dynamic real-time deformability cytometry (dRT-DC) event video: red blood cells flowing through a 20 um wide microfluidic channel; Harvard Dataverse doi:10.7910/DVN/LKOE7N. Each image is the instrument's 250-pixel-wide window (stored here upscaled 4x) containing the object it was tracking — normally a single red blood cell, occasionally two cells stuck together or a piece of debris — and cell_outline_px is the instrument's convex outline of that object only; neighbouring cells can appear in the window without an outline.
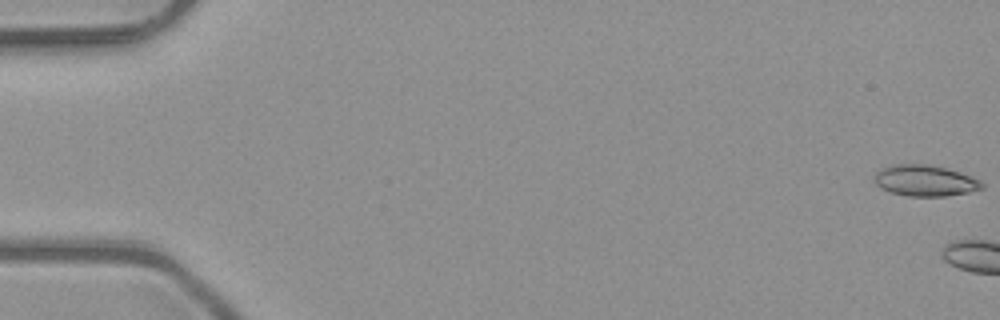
{"species": "common noctule bat (a hibernating species)", "species_latin": "Nyctalus noctula", "temperature_condition": "room temperature", "stored_images_in_passage": 7, "camera_frame_rate_fps": 3000, "um_per_image_px": 0.085, "animal": {"sex": "male", "body_mass_g": 23.1, "forearm_length_mm": 52.7}, "frame": {"image": 1, "passage_image": 1, "time_ms": 0.0, "image_size_px": [1000, 320], "cell_outline_px": [[984, 188], [968, 192], [944, 196], [908, 196], [892, 192], [880, 188], [872, 180], [872, 176], [880, 168], [892, 164], [928, 164], [960, 172], [972, 176], [980, 180], [984, 184]], "centroid_in_image_um": [78.59, 15.34], "position_along_channel_um": 6.4, "area_um2": 19.65}}
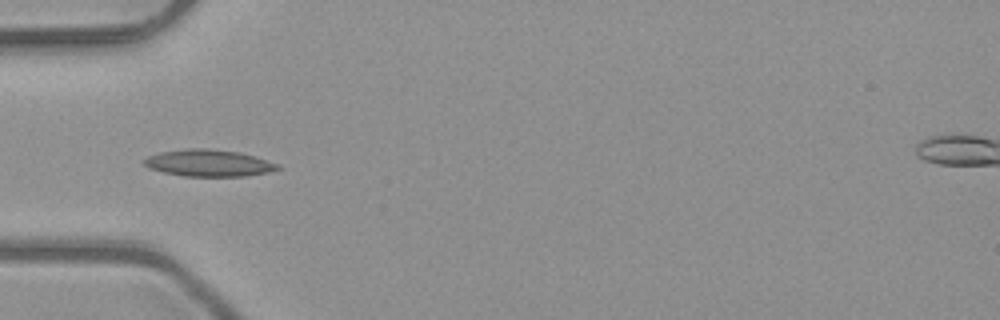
{"frame": {"image": 2, "passage_image": 6, "time_ms": 1.667, "image_size_px": [1000, 320], "cell_outline_px": [[284, 168], [268, 172], [244, 176], [184, 176], [164, 172], [148, 168], [140, 160], [148, 156], [160, 152], [188, 148], [208, 148], [240, 152], [256, 156], [280, 164]], "centroid_in_image_um": [17.76, 13.85], "position_along_channel_um": 67.2, "area_um2": 21.15}}
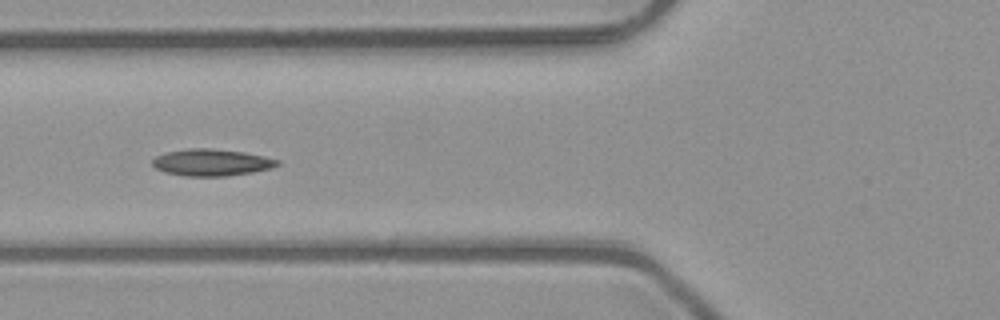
{"frame": {"image": 3, "passage_image": 7, "time_ms": 2.0, "image_size_px": [1000, 320], "cell_outline_px": [[280, 164], [272, 168], [252, 172], [228, 176], [184, 176], [164, 172], [156, 168], [152, 164], [152, 160], [156, 156], [168, 152], [188, 148], [212, 148], [244, 152], [264, 156], [280, 160]], "centroid_in_image_um": [18.0, 13.81], "position_along_channel_um": 107.8, "area_um2": 19.59}}